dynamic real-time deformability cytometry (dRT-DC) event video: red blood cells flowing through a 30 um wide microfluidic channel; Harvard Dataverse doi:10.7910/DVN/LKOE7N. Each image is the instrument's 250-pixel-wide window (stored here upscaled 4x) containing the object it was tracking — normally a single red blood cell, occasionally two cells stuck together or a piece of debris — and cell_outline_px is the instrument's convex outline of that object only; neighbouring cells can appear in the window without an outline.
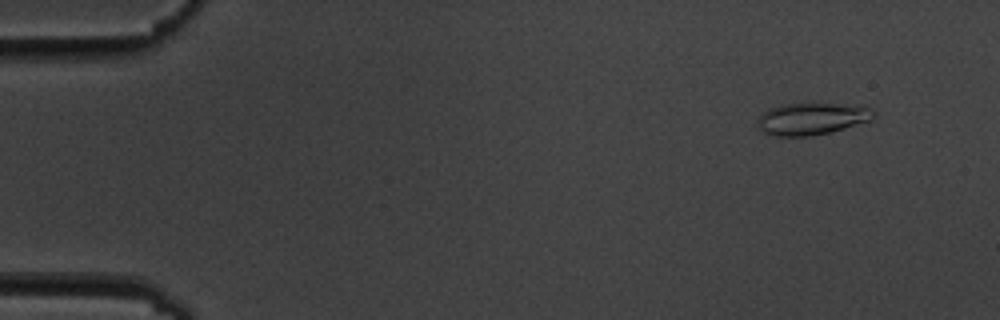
{"species": "common noctule bat (a hibernating species)", "species_latin": "Nyctalus noctula", "temperature_condition": "cold", "stored_images_in_passage": 5, "segment_of_instrument_passage": [2, 2], "camera_frame_rate_fps": 3000, "um_per_image_px": 0.085, "animal": {"sex": "male", "body_mass_g": 19.5, "forearm_length_mm": 54.6}, "frame": {"image": 1, "passage_image": 5, "time_ms": 5.667, "image_size_px": [1000, 320], "cell_outline_px": [[876, 112], [872, 120], [828, 132], [812, 136], [776, 136], [764, 132], [756, 124], [760, 116], [768, 108], [780, 104], [804, 100], [840, 104], [868, 108]], "centroid_in_image_um": [68.95, 10.04], "position_along_channel_um": 16.1, "area_um2": 22.14}}